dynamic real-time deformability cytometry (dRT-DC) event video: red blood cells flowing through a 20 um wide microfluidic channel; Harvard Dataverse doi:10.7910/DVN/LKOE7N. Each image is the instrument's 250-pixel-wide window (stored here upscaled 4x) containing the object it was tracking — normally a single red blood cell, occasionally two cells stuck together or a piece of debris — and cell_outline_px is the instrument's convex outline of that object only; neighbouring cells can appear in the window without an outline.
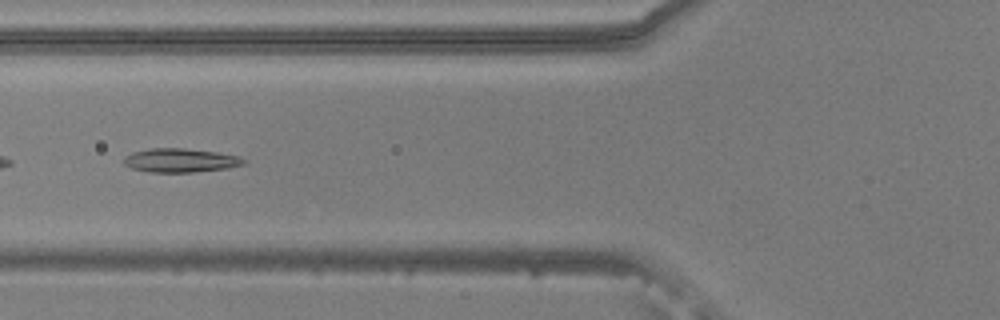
{"species": "common noctule bat (a hibernating species)", "species_latin": "Nyctalus noctula", "temperature_condition": "warm", "stored_images_in_passage": 37, "camera_frame_rate_fps": 3000, "um_per_image_px": 0.085, "animal": {"sex": "male", "body_mass_g": 20.5, "forearm_length_mm": 52.5}, "frame": {"image": 1, "passage_image": 4, "time_ms": 1.0, "image_size_px": [1000, 320], "cell_outline_px": [[248, 160], [244, 164], [228, 168], [192, 172], [148, 172], [132, 168], [124, 164], [124, 156], [132, 152], [148, 148], [184, 148], [216, 152], [236, 156]], "centroid_in_image_um": [15.31, 13.63], "position_along_channel_um": 110.5, "area_um2": 16.65}}
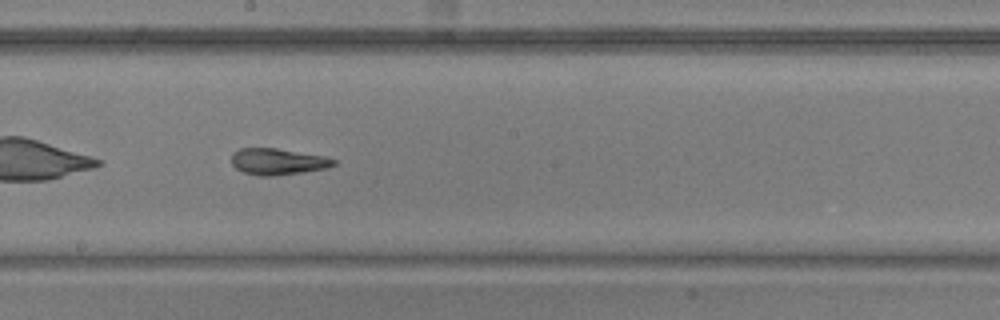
{"frame": {"image": 2, "passage_image": 13, "time_ms": 4.0, "image_size_px": [1000, 320], "cell_outline_px": [[336, 164], [328, 168], [272, 176], [260, 176], [244, 172], [236, 168], [232, 164], [232, 152], [240, 148], [276, 148], [324, 156], [336, 160]], "centroid_in_image_um": [23.6, 13.73], "position_along_channel_um": 224.6, "area_um2": 15.61}}
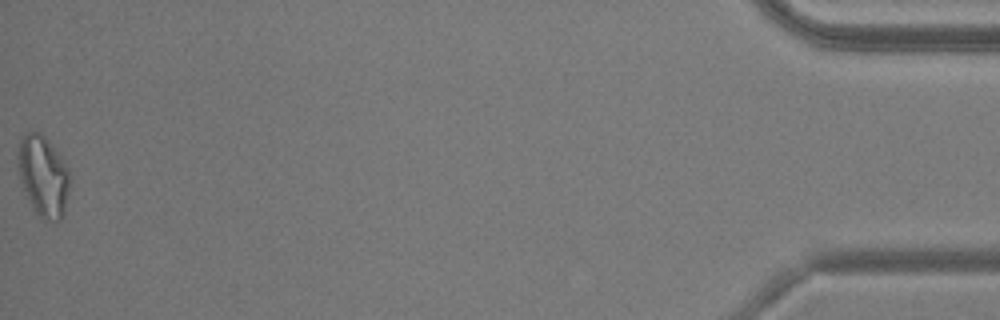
{"frame": {"image": 3, "passage_image": 37, "time_ms": 12.0, "image_size_px": [1000, 320], "cell_outline_px": [[68, 192], [64, 212], [60, 220], [56, 224], [44, 220], [36, 212], [24, 188], [20, 176], [16, 156], [20, 140], [24, 132], [40, 132], [48, 140], [60, 156], [68, 168]], "centroid_in_image_um": [3.67, 14.95], "position_along_channel_um": 431.5, "area_um2": 24.1}, "authors_computed_cell_mechanics": {"area_um2": 16.6464, "velocity_mm_per_s": 3.7899, "shape_relaxation_time_tau1_ms": null, "shape_relaxation_time_tau2_ms": 1.8995, "deformation_change_tau1": null, "deformation_change_tau2": 0.0884}}